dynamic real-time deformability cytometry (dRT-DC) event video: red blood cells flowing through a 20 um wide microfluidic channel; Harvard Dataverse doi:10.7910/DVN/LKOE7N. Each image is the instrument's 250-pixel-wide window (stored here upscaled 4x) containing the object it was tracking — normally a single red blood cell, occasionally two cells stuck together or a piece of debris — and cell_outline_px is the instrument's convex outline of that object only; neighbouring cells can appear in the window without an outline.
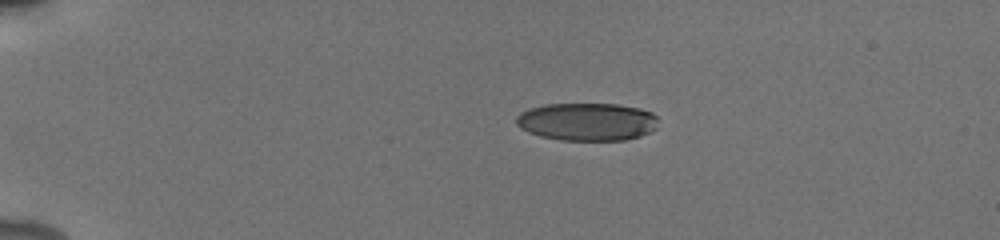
{"species": "human", "species_latin": "Homo sapiens", "temperature_condition": "cold", "stored_images_in_passage": 42, "camera_frame_rate_fps": 3000, "um_per_image_px": 0.085, "donor": {"sex": "male"}, "frame": {"image": 1, "passage_image": 1, "time_ms": 0.0, "image_size_px": [1000, 240], "cell_outline_px": [[656, 128], [640, 136], [624, 140], [560, 140], [540, 136], [528, 132], [520, 128], [516, 124], [516, 116], [520, 112], [528, 108], [544, 104], [616, 104], [640, 108], [652, 112], [656, 116]], "centroid_in_image_um": [49.86, 10.34], "position_along_channel_um": 35.1, "area_um2": 31.44}}
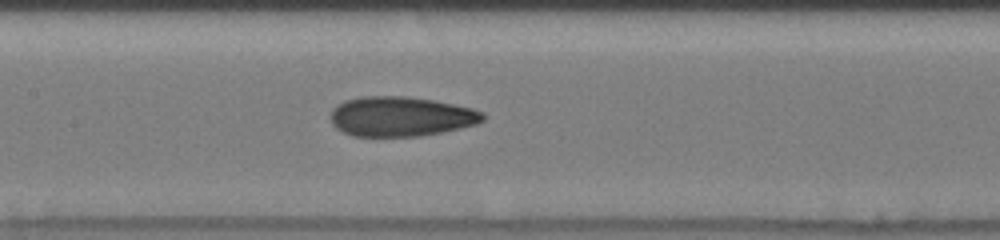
{"frame": {"image": 2, "passage_image": 17, "time_ms": 5.333, "image_size_px": [1000, 240], "cell_outline_px": [[484, 120], [476, 124], [444, 132], [420, 136], [352, 136], [336, 128], [332, 124], [332, 108], [336, 104], [344, 100], [360, 96], [408, 96], [432, 100], [472, 108], [484, 112]], "centroid_in_image_um": [34.06, 9.9], "position_along_channel_um": 173.3, "area_um2": 35.43}}
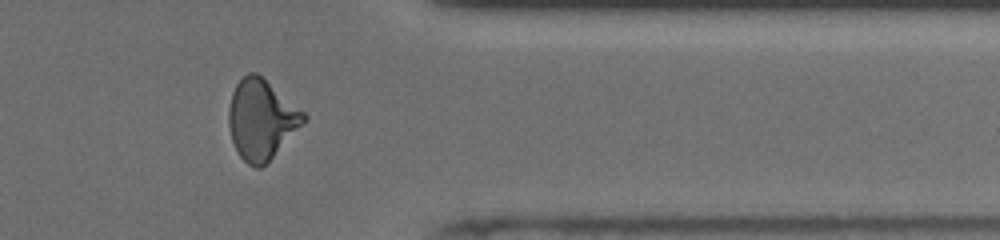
{"frame": {"image": 3, "passage_image": 34, "time_ms": 11.0, "image_size_px": [1000, 240], "cell_outline_px": [[308, 120], [260, 168], [256, 168], [248, 164], [236, 152], [232, 140], [228, 124], [228, 108], [232, 92], [236, 84], [248, 72], [256, 72], [304, 112], [308, 116]], "centroid_in_image_um": [22.2, 10.15], "position_along_channel_um": 389.2, "area_um2": 34.56}, "authors_computed_cell_mechanics": {"area_um2": 34.1309, "velocity_mm_per_s": 3.9379, "shape_relaxation_time_tau1_ms": 5.9595, "shape_relaxation_time_tau2_ms": 1.7887, "deformation_change_tau1": 0.1963, "deformation_change_tau2": 0.0819}}